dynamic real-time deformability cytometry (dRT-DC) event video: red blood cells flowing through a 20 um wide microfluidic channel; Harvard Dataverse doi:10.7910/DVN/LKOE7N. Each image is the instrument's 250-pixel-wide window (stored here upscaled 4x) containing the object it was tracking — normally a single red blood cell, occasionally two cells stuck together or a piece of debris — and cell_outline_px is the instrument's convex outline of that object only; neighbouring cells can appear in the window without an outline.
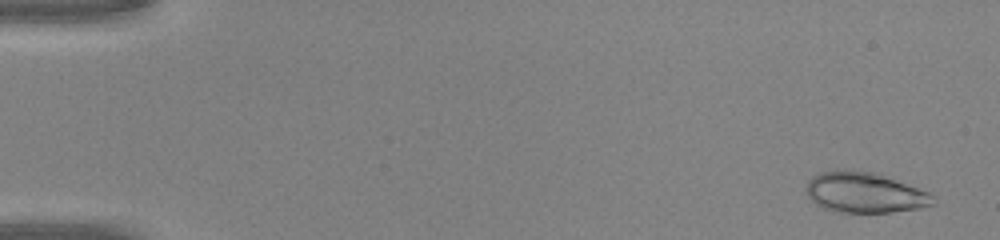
{"species": "common noctule bat (a hibernating species)", "species_latin": "Nyctalus noctula", "temperature_condition": "warm", "stored_images_in_passage": 47, "camera_frame_rate_fps": 3000, "um_per_image_px": 0.085, "animal": {"sex": "male", "body_mass_g": 20.0, "forearm_length_mm": 53.3}, "frame": {"image": 1, "passage_image": 3, "time_ms": 0.667, "image_size_px": [1000, 240], "cell_outline_px": [[936, 204], [920, 208], [892, 212], [836, 212], [824, 208], [816, 204], [804, 192], [808, 180], [812, 176], [820, 172], [872, 172], [884, 176], [928, 192], [936, 196]], "centroid_in_image_um": [73.51, 16.41], "position_along_channel_um": 11.5, "area_um2": 29.36}}